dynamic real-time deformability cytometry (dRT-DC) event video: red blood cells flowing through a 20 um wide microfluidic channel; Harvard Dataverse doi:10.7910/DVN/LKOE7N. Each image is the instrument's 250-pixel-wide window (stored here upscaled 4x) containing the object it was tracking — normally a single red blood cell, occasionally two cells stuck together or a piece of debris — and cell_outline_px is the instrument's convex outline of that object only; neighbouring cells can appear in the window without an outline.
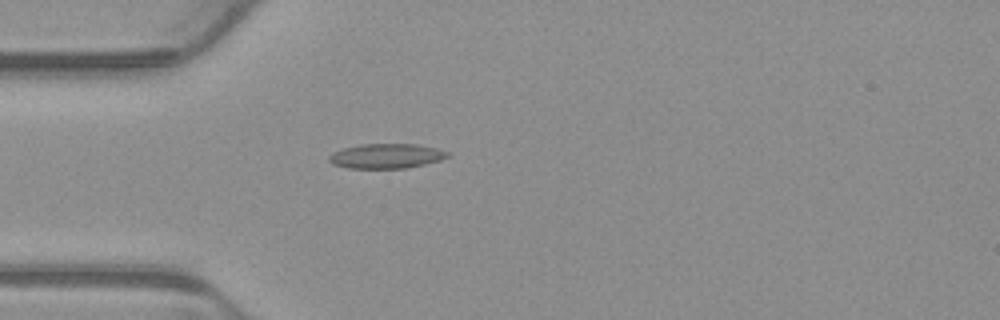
{"species": "common noctule bat (a hibernating species)", "species_latin": "Nyctalus noctula", "temperature_condition": "warm", "stored_images_in_passage": 4, "camera_frame_rate_fps": 3000, "um_per_image_px": 0.085, "animal": {"sex": "male", "body_mass_g": 23.1, "forearm_length_mm": 52.7}, "frame": {"image": 1, "passage_image": 4, "time_ms": 1.0, "image_size_px": [1000, 320], "cell_outline_px": [[448, 156], [440, 160], [424, 164], [404, 168], [348, 168], [332, 164], [328, 160], [328, 156], [344, 148], [360, 144], [416, 144], [436, 148], [448, 152]], "centroid_in_image_um": [32.82, 13.26], "position_along_channel_um": 52.2, "area_um2": 16.88}}